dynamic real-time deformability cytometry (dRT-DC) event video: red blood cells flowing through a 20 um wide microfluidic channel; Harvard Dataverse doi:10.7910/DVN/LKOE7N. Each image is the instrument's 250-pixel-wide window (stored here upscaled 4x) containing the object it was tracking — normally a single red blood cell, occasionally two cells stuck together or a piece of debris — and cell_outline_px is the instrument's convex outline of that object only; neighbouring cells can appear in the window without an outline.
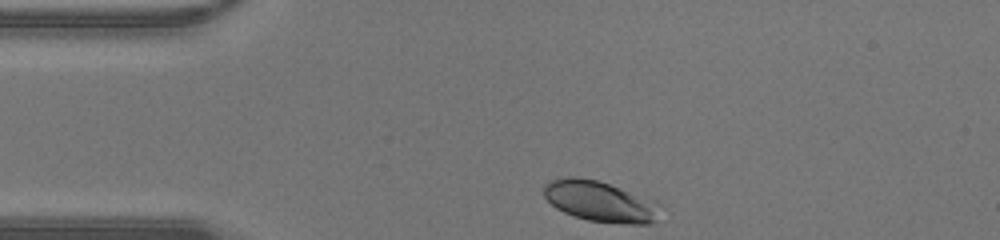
{"species": "human", "species_latin": "Homo sapiens", "temperature_condition": "warm", "stored_images_in_passage": 26, "camera_frame_rate_fps": 3000, "um_per_image_px": 0.085, "donor": {"sex": "male"}, "frame": {"image": 1, "passage_image": 1, "time_ms": 0.0, "image_size_px": [1000, 240], "cell_outline_px": [[660, 204], [652, 220], [648, 224], [624, 224], [588, 220], [564, 212], [556, 208], [544, 196], [544, 188], [552, 180], [564, 176], [576, 176], [596, 180], [656, 200]], "centroid_in_image_um": [50.98, 17.11], "position_along_channel_um": 34.0, "area_um2": 27.11}}
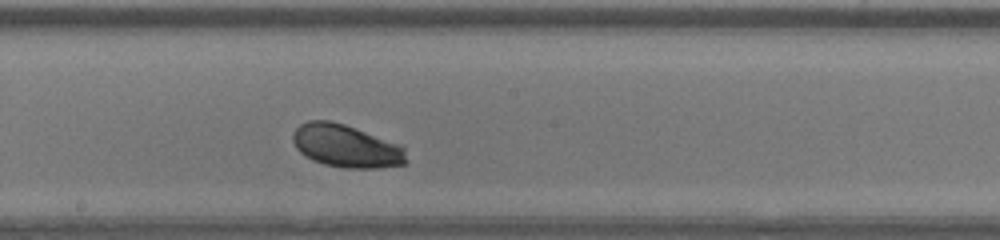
{"frame": {"image": 2, "passage_image": 15, "time_ms": 4.667, "image_size_px": [1000, 240], "cell_outline_px": [[408, 164], [376, 168], [344, 168], [324, 164], [312, 160], [304, 156], [296, 148], [292, 140], [292, 136], [296, 128], [300, 124], [308, 120], [328, 120], [344, 124], [400, 144], [404, 148], [408, 160]], "centroid_in_image_um": [29.42, 12.42], "position_along_channel_um": 218.8, "area_um2": 28.5}}
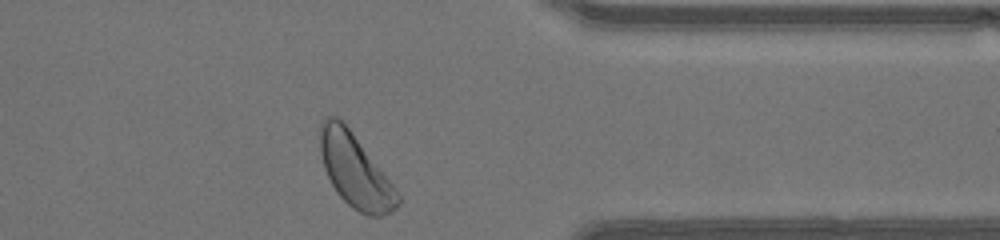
{"frame": {"image": 3, "passage_image": 26, "time_ms": 8.333, "image_size_px": [1000, 240], "cell_outline_px": [[400, 204], [392, 212], [380, 216], [368, 216], [352, 208], [340, 196], [332, 184], [324, 168], [320, 152], [320, 124], [324, 116], [336, 116], [348, 128], [392, 184], [400, 196]], "centroid_in_image_um": [30.17, 14.54], "position_along_channel_um": 381.2, "area_um2": 32.43}}